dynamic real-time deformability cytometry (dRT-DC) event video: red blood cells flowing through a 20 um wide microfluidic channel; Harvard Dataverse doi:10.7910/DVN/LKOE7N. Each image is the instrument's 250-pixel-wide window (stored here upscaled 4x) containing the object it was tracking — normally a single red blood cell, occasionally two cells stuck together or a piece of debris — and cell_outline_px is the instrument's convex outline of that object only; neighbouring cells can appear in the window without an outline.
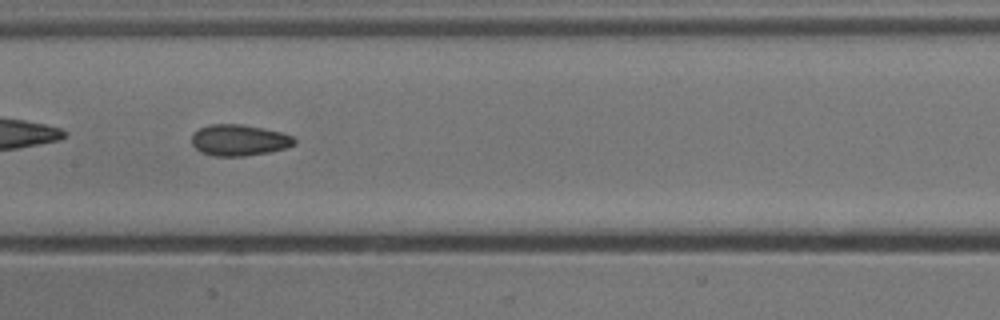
{"species": "common noctule bat (a hibernating species)", "species_latin": "Nyctalus noctula", "temperature_condition": "cold", "stored_images_in_passage": 37, "camera_frame_rate_fps": 3000, "um_per_image_px": 0.085, "animal": {"sex": "male", "body_mass_g": 13.3}, "frame": {"image": 1, "passage_image": 11, "time_ms": 3.333, "image_size_px": [1000, 320], "cell_outline_px": [[296, 144], [284, 148], [268, 152], [244, 156], [212, 156], [200, 152], [192, 144], [192, 132], [208, 124], [240, 124], [264, 128], [280, 132], [292, 136], [296, 140]], "centroid_in_image_um": [20.29, 11.91], "position_along_channel_um": 187.1, "area_um2": 18.73}, "authors_computed_cell_mechanics": {"area_um2": 18.496, "velocity_mm_per_s": 3.9105, "shape_relaxation_time_tau1_ms": 6.8368, "shape_relaxation_time_tau2_ms": 3.4932, "deformation_change_tau1": 0.0937, "deformation_change_tau2": 0.0807}}